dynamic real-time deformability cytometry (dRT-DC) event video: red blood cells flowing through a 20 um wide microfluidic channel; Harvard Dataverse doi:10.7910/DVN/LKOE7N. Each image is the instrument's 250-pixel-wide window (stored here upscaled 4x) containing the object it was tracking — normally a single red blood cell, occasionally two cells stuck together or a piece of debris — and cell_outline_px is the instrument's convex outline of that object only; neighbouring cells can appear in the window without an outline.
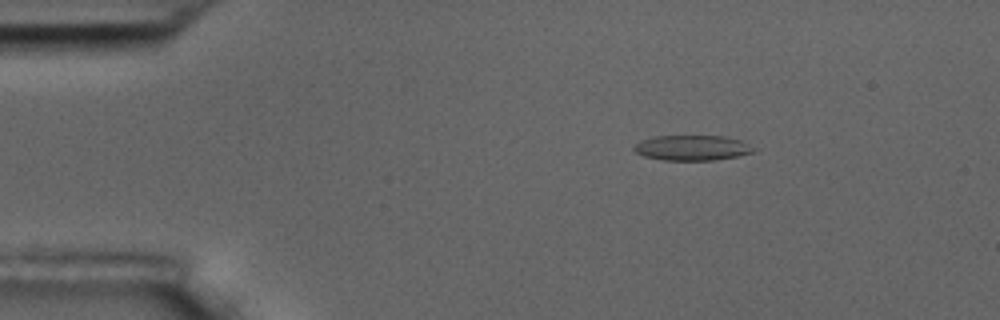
{"species": "common noctule bat (a hibernating species)", "species_latin": "Nyctalus noctula", "temperature_condition": "room temperature", "stored_images_in_passage": 5, "camera_frame_rate_fps": 3000, "um_per_image_px": 0.085, "animal": {"sex": "male", "body_mass_g": 17.5, "forearm_length_mm": 52.3}, "frame": {"image": 1, "passage_image": 3, "time_ms": 2.333, "image_size_px": [1000, 320], "cell_outline_px": [[760, 148], [756, 152], [716, 160], [664, 160], [644, 156], [636, 152], [632, 148], [640, 140], [656, 136], [724, 136], [740, 140]], "centroid_in_image_um": [58.9, 12.56], "position_along_channel_um": 26.1, "area_um2": 17.74}}
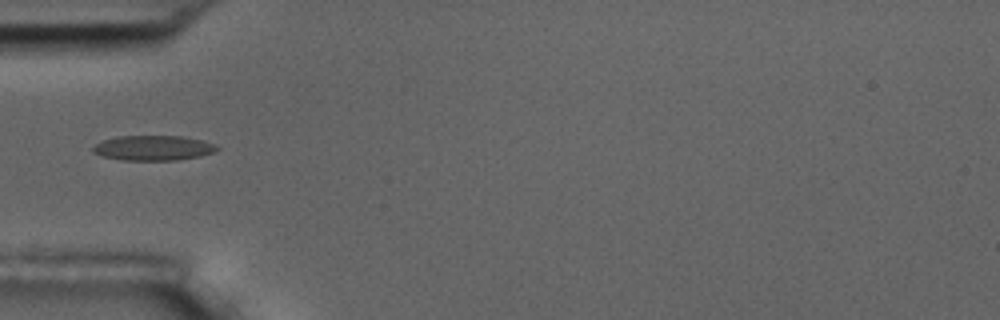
{"frame": {"image": 2, "passage_image": 5, "time_ms": 5.333, "image_size_px": [1000, 320], "cell_outline_px": [[220, 148], [212, 152], [200, 156], [176, 160], [120, 160], [100, 156], [92, 152], [92, 148], [96, 144], [104, 140], [116, 136], [180, 136], [200, 140], [216, 144]], "centroid_in_image_um": [12.99, 12.58], "position_along_channel_um": 72.0, "area_um2": 18.03}}